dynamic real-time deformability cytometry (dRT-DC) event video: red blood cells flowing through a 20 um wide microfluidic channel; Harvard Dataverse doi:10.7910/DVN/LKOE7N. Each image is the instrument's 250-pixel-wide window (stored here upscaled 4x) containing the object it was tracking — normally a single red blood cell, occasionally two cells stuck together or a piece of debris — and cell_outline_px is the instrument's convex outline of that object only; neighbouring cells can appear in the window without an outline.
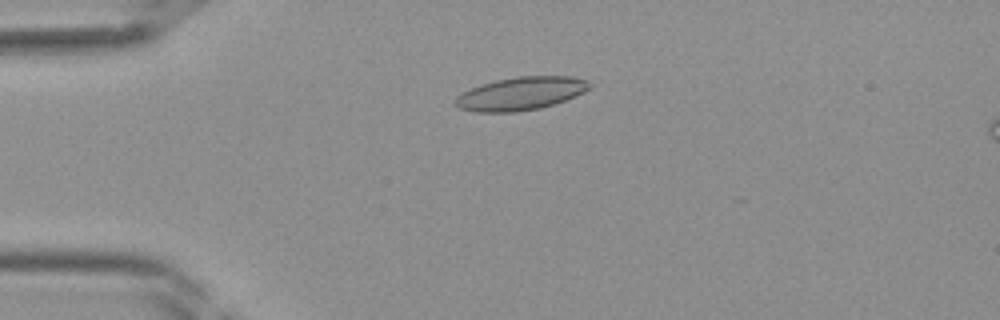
{"species": "Egyptian fruit bat (a non-hibernating species)", "species_latin": "Rousettus aegyptiacus", "temperature_condition": "room temperature", "stored_images_in_passage": 34, "camera_frame_rate_fps": 3000, "um_per_image_px": 0.085, "frame": {"image": 1, "passage_image": 10, "time_ms": 3.0, "image_size_px": [1000, 320], "cell_outline_px": [[592, 88], [576, 96], [540, 108], [516, 112], [476, 112], [460, 108], [452, 104], [456, 96], [460, 92], [480, 84], [496, 80], [516, 76], [572, 76], [588, 80], [592, 84]], "centroid_in_image_um": [44.25, 7.94], "position_along_channel_um": 40.8, "area_um2": 26.24}}
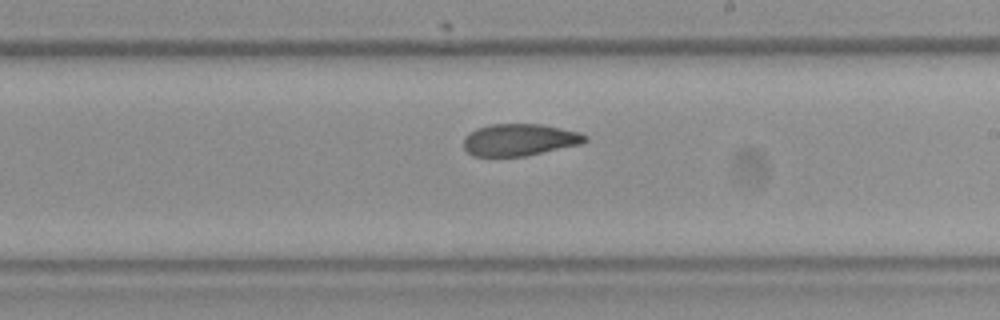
{"frame": {"image": 2, "passage_image": 24, "time_ms": 7.667, "image_size_px": [1000, 320], "cell_outline_px": [[588, 140], [580, 144], [524, 156], [472, 156], [464, 148], [464, 136], [476, 128], [492, 124], [544, 124], [580, 132], [588, 136]], "centroid_in_image_um": [44.16, 11.87], "position_along_channel_um": 244.8, "area_um2": 22.66}}
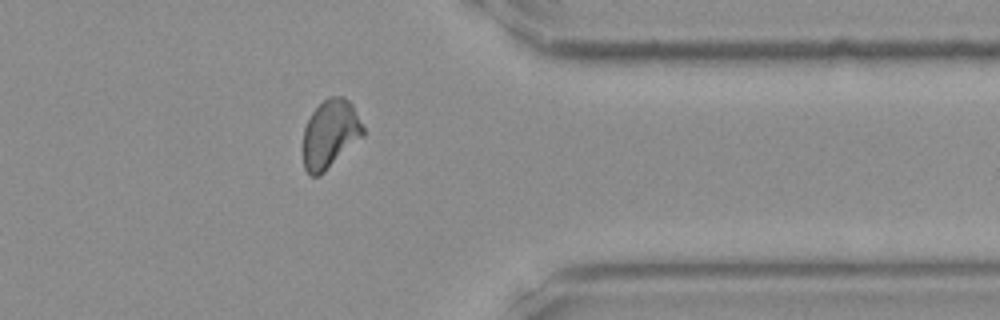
{"frame": {"image": 3, "passage_image": 33, "time_ms": 10.667, "image_size_px": [1000, 320], "cell_outline_px": [[364, 136], [320, 176], [312, 176], [304, 168], [304, 128], [312, 112], [328, 96], [344, 96], [352, 104], [364, 128]], "centroid_in_image_um": [28.08, 11.38], "position_along_channel_um": 383.3, "area_um2": 23.81}}